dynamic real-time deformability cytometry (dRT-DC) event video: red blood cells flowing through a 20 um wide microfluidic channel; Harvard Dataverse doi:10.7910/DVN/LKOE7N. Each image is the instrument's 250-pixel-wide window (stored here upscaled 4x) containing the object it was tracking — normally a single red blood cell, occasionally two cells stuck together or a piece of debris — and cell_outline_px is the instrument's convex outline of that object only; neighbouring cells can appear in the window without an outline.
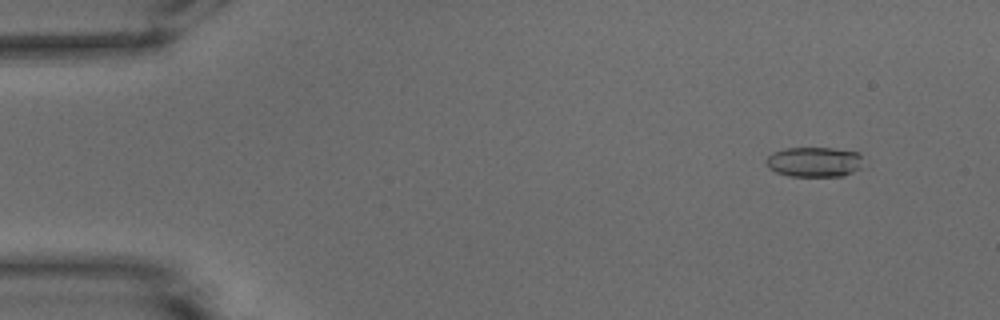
{"species": "common noctule bat (a hibernating species)", "species_latin": "Nyctalus noctula", "temperature_condition": "warm", "stored_images_in_passage": 52, "camera_frame_rate_fps": 3000, "um_per_image_px": 0.085, "animal": {"sex": "male", "body_mass_g": 15.6}, "frame": {"image": 1, "passage_image": 5, "time_ms": 1.333, "image_size_px": [1000, 320], "cell_outline_px": [[860, 168], [844, 176], [788, 176], [776, 172], [768, 168], [764, 160], [772, 152], [784, 148], [832, 148], [856, 152], [860, 156]], "centroid_in_image_um": [69.13, 13.77], "position_along_channel_um": 15.9, "area_um2": 16.94}}
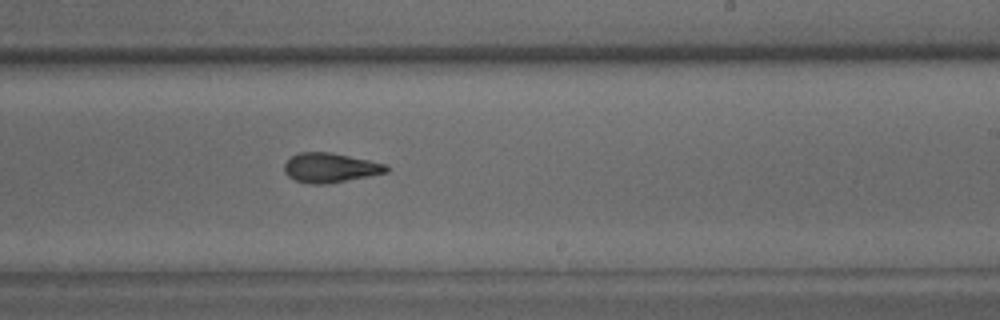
{"frame": {"image": 2, "passage_image": 32, "time_ms": 10.333, "image_size_px": [1000, 320], "cell_outline_px": [[388, 172], [328, 184], [312, 184], [296, 180], [288, 176], [284, 172], [284, 164], [292, 156], [300, 152], [332, 152], [388, 164]], "centroid_in_image_um": [28.08, 14.25], "position_along_channel_um": 260.9, "area_um2": 17.57}}
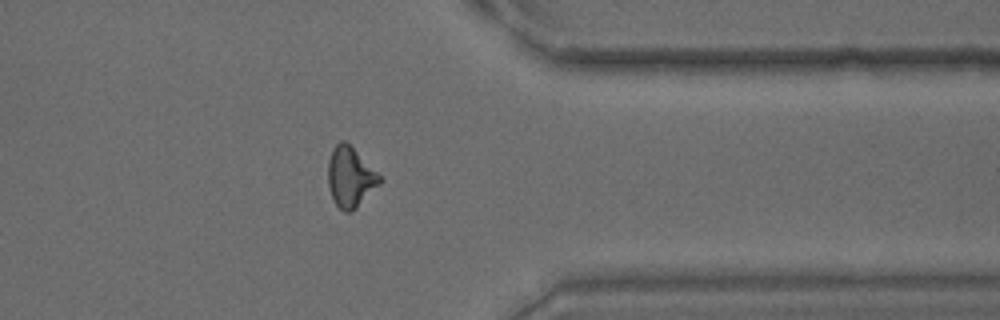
{"frame": {"image": 3, "passage_image": 42, "time_ms": 13.667, "image_size_px": [1000, 320], "cell_outline_px": [[384, 180], [352, 212], [344, 212], [332, 200], [328, 184], [328, 160], [332, 148], [340, 140], [344, 140]], "centroid_in_image_um": [29.75, 15.08], "position_along_channel_um": 381.7, "area_um2": 17.92}, "authors_computed_cell_mechanics": {"area_um2": 17.4267, "velocity_mm_per_s": 3.8957, "shape_relaxation_time_tau1_ms": 6.8552, "shape_relaxation_time_tau2_ms": 3.329, "deformation_change_tau1": 0.2086, "deformation_change_tau2": 0.1216}}